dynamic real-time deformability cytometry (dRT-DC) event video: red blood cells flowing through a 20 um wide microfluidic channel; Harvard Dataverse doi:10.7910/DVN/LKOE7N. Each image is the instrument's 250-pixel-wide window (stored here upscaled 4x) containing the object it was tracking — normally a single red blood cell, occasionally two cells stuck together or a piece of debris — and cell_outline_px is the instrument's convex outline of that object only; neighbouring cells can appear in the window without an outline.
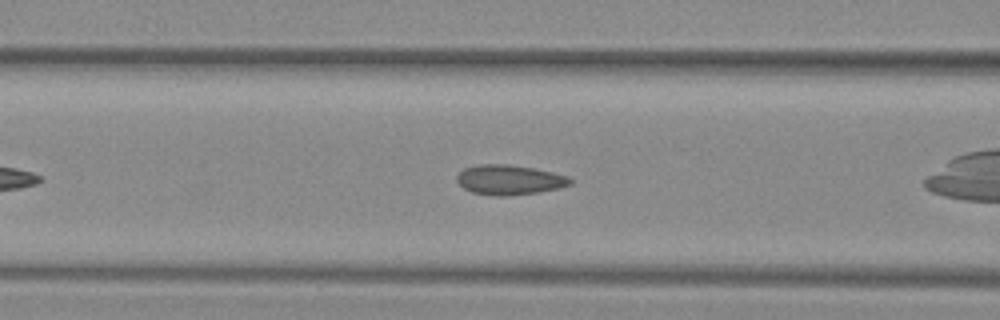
{"species": "common noctule bat (a hibernating species)", "species_latin": "Nyctalus noctula", "temperature_condition": "warm", "stored_images_in_passage": 37, "camera_frame_rate_fps": 3000, "um_per_image_px": 0.085, "animal": {"sex": "female", "body_mass_g": 29.2, "forearm_length_mm": 56.3}, "frame": {"image": 1, "passage_image": 6, "time_ms": 1.667, "image_size_px": [1000, 320], "cell_outline_px": [[572, 184], [560, 188], [540, 192], [508, 196], [496, 196], [472, 192], [464, 188], [456, 180], [456, 176], [464, 168], [480, 164], [508, 164], [532, 168], [552, 172], [568, 176], [572, 180]], "centroid_in_image_um": [43.31, 15.29], "position_along_channel_um": 123.3, "area_um2": 19.77}}
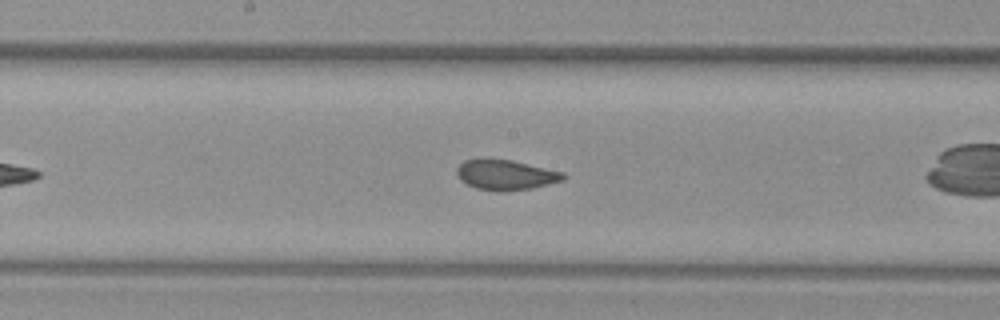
{"frame": {"image": 2, "passage_image": 12, "time_ms": 3.667, "image_size_px": [1000, 320], "cell_outline_px": [[568, 176], [564, 180], [532, 188], [500, 192], [476, 188], [460, 180], [456, 172], [456, 168], [464, 160], [512, 160], [564, 172]], "centroid_in_image_um": [43.02, 14.88], "position_along_channel_um": 205.2, "area_um2": 18.55}}
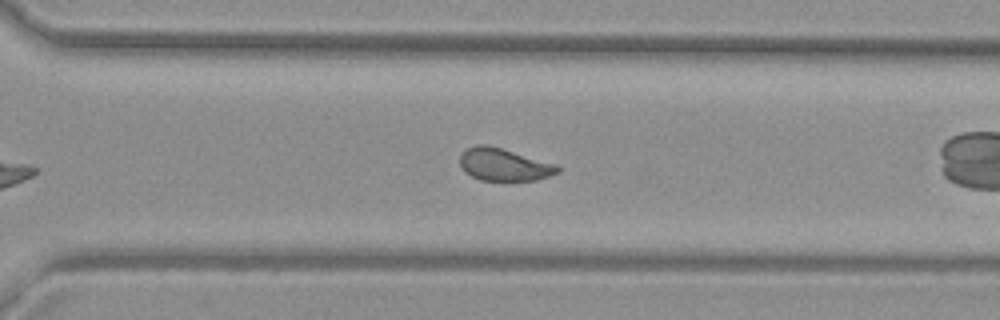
{"frame": {"image": 3, "passage_image": 21, "time_ms": 6.667, "image_size_px": [1000, 320], "cell_outline_px": [[560, 172], [536, 180], [480, 180], [464, 172], [460, 164], [460, 156], [468, 148], [476, 144], [488, 144], [556, 164], [560, 168]], "centroid_in_image_um": [42.83, 13.99], "position_along_channel_um": 327.8, "area_um2": 18.38}, "authors_computed_cell_mechanics": {"area_um2": 19.363, "velocity_mm_per_s": 4.0987, "shape_relaxation_time_tau1_ms": 9.9607, "shape_relaxation_time_tau2_ms": 0.7091, "deformation_change_tau1": 0.1919, "deformation_change_tau2": 0.0459}}